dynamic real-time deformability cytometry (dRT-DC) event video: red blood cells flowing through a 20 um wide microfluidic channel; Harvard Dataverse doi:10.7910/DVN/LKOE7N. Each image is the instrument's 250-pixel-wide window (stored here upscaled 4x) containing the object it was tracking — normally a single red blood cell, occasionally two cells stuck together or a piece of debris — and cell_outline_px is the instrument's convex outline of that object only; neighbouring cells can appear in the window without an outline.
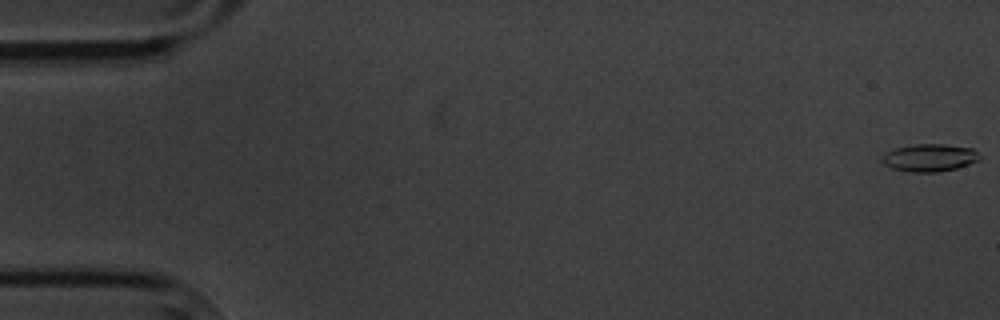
{"species": "common noctule bat (a hibernating species)", "species_latin": "Nyctalus noctula", "temperature_condition": "cold", "stored_images_in_passage": 7, "camera_frame_rate_fps": 3000, "um_per_image_px": 0.085, "animal": {"sex": "male", "body_mass_g": 20.1, "forearm_length_mm": 53.5}, "frame": {"image": 1, "passage_image": 1, "time_ms": 0.0, "image_size_px": [1000, 320], "cell_outline_px": [[980, 160], [956, 168], [940, 172], [908, 172], [892, 168], [884, 164], [880, 160], [888, 152], [896, 148], [916, 144], [944, 144], [972, 148], [980, 156]], "centroid_in_image_um": [79.02, 13.41], "position_along_channel_um": 6.0, "area_um2": 15.55}}
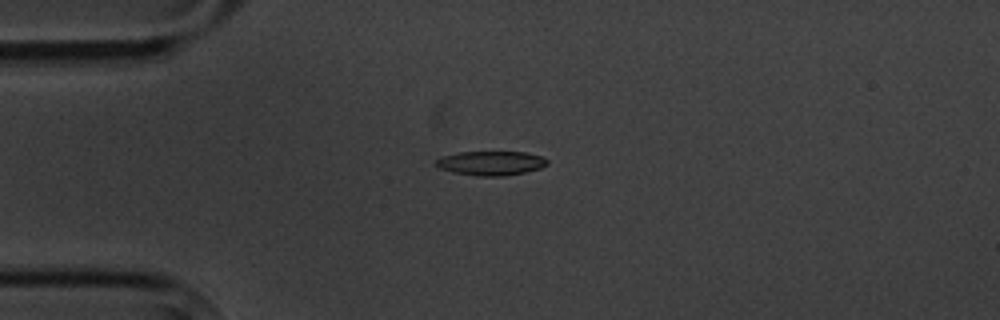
{"frame": {"image": 2, "passage_image": 5, "time_ms": 4.667, "image_size_px": [1000, 320], "cell_outline_px": [[548, 164], [540, 168], [524, 172], [504, 176], [476, 176], [452, 172], [440, 168], [436, 164], [436, 160], [440, 156], [460, 152], [524, 152], [540, 156], [548, 160]], "centroid_in_image_um": [41.71, 13.87], "position_along_channel_um": 43.3, "area_um2": 15.66}}
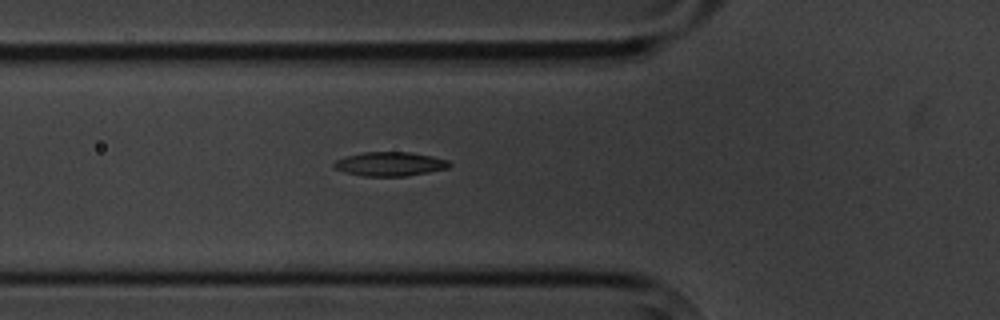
{"frame": {"image": 3, "passage_image": 7, "time_ms": 6.667, "image_size_px": [1000, 320], "cell_outline_px": [[452, 164], [448, 168], [408, 176], [364, 176], [344, 172], [332, 168], [332, 164], [336, 160], [344, 156], [364, 152], [412, 152], [432, 156], [448, 160]], "centroid_in_image_um": [33.12, 13.93], "position_along_channel_um": 92.7, "area_um2": 16.36}}